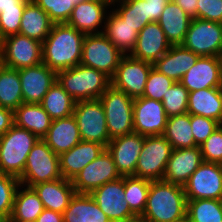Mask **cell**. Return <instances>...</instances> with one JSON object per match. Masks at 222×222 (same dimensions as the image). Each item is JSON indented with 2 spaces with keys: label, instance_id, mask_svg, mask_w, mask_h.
I'll return each mask as SVG.
<instances>
[{
  "label": "cell",
  "instance_id": "1",
  "mask_svg": "<svg viewBox=\"0 0 222 222\" xmlns=\"http://www.w3.org/2000/svg\"><path fill=\"white\" fill-rule=\"evenodd\" d=\"M85 34L67 23H54L42 42L43 63L56 73L81 63Z\"/></svg>",
  "mask_w": 222,
  "mask_h": 222
},
{
  "label": "cell",
  "instance_id": "2",
  "mask_svg": "<svg viewBox=\"0 0 222 222\" xmlns=\"http://www.w3.org/2000/svg\"><path fill=\"white\" fill-rule=\"evenodd\" d=\"M186 210L184 186L164 180L150 182L143 221L178 222L186 218Z\"/></svg>",
  "mask_w": 222,
  "mask_h": 222
},
{
  "label": "cell",
  "instance_id": "3",
  "mask_svg": "<svg viewBox=\"0 0 222 222\" xmlns=\"http://www.w3.org/2000/svg\"><path fill=\"white\" fill-rule=\"evenodd\" d=\"M57 81L76 102L99 99L111 85L103 72L82 64L57 72Z\"/></svg>",
  "mask_w": 222,
  "mask_h": 222
},
{
  "label": "cell",
  "instance_id": "4",
  "mask_svg": "<svg viewBox=\"0 0 222 222\" xmlns=\"http://www.w3.org/2000/svg\"><path fill=\"white\" fill-rule=\"evenodd\" d=\"M38 140L36 135L14 124L0 137V172L19 178Z\"/></svg>",
  "mask_w": 222,
  "mask_h": 222
},
{
  "label": "cell",
  "instance_id": "5",
  "mask_svg": "<svg viewBox=\"0 0 222 222\" xmlns=\"http://www.w3.org/2000/svg\"><path fill=\"white\" fill-rule=\"evenodd\" d=\"M110 139L134 132L133 98L110 85L100 96Z\"/></svg>",
  "mask_w": 222,
  "mask_h": 222
},
{
  "label": "cell",
  "instance_id": "6",
  "mask_svg": "<svg viewBox=\"0 0 222 222\" xmlns=\"http://www.w3.org/2000/svg\"><path fill=\"white\" fill-rule=\"evenodd\" d=\"M62 178L60 173L59 156L42 140L39 139L33 146L22 175L20 184L27 187L58 180Z\"/></svg>",
  "mask_w": 222,
  "mask_h": 222
},
{
  "label": "cell",
  "instance_id": "7",
  "mask_svg": "<svg viewBox=\"0 0 222 222\" xmlns=\"http://www.w3.org/2000/svg\"><path fill=\"white\" fill-rule=\"evenodd\" d=\"M172 151V145L163 135L145 136L133 177L162 180Z\"/></svg>",
  "mask_w": 222,
  "mask_h": 222
},
{
  "label": "cell",
  "instance_id": "8",
  "mask_svg": "<svg viewBox=\"0 0 222 222\" xmlns=\"http://www.w3.org/2000/svg\"><path fill=\"white\" fill-rule=\"evenodd\" d=\"M124 54L103 34H87L83 41L82 65L103 72L110 79Z\"/></svg>",
  "mask_w": 222,
  "mask_h": 222
},
{
  "label": "cell",
  "instance_id": "9",
  "mask_svg": "<svg viewBox=\"0 0 222 222\" xmlns=\"http://www.w3.org/2000/svg\"><path fill=\"white\" fill-rule=\"evenodd\" d=\"M73 116L82 140L97 142L107 148L111 139L107 130L106 115L99 99L76 102Z\"/></svg>",
  "mask_w": 222,
  "mask_h": 222
},
{
  "label": "cell",
  "instance_id": "10",
  "mask_svg": "<svg viewBox=\"0 0 222 222\" xmlns=\"http://www.w3.org/2000/svg\"><path fill=\"white\" fill-rule=\"evenodd\" d=\"M182 45L199 56L222 57V23L193 18Z\"/></svg>",
  "mask_w": 222,
  "mask_h": 222
},
{
  "label": "cell",
  "instance_id": "11",
  "mask_svg": "<svg viewBox=\"0 0 222 222\" xmlns=\"http://www.w3.org/2000/svg\"><path fill=\"white\" fill-rule=\"evenodd\" d=\"M2 64L11 69L33 67L43 63L42 42L20 33L3 38Z\"/></svg>",
  "mask_w": 222,
  "mask_h": 222
},
{
  "label": "cell",
  "instance_id": "12",
  "mask_svg": "<svg viewBox=\"0 0 222 222\" xmlns=\"http://www.w3.org/2000/svg\"><path fill=\"white\" fill-rule=\"evenodd\" d=\"M122 177L117 171L113 156L105 148L99 156L86 165L72 180L75 192L91 194L105 183Z\"/></svg>",
  "mask_w": 222,
  "mask_h": 222
},
{
  "label": "cell",
  "instance_id": "13",
  "mask_svg": "<svg viewBox=\"0 0 222 222\" xmlns=\"http://www.w3.org/2000/svg\"><path fill=\"white\" fill-rule=\"evenodd\" d=\"M152 63L124 55L111 78V85L131 98L142 97Z\"/></svg>",
  "mask_w": 222,
  "mask_h": 222
},
{
  "label": "cell",
  "instance_id": "14",
  "mask_svg": "<svg viewBox=\"0 0 222 222\" xmlns=\"http://www.w3.org/2000/svg\"><path fill=\"white\" fill-rule=\"evenodd\" d=\"M187 200H222V164L203 161L184 185Z\"/></svg>",
  "mask_w": 222,
  "mask_h": 222
},
{
  "label": "cell",
  "instance_id": "15",
  "mask_svg": "<svg viewBox=\"0 0 222 222\" xmlns=\"http://www.w3.org/2000/svg\"><path fill=\"white\" fill-rule=\"evenodd\" d=\"M90 195L110 221L124 222L136 217L125 200L124 176L103 184Z\"/></svg>",
  "mask_w": 222,
  "mask_h": 222
},
{
  "label": "cell",
  "instance_id": "16",
  "mask_svg": "<svg viewBox=\"0 0 222 222\" xmlns=\"http://www.w3.org/2000/svg\"><path fill=\"white\" fill-rule=\"evenodd\" d=\"M167 118L161 101L146 97L133 100L134 132L143 136L163 135Z\"/></svg>",
  "mask_w": 222,
  "mask_h": 222
},
{
  "label": "cell",
  "instance_id": "17",
  "mask_svg": "<svg viewBox=\"0 0 222 222\" xmlns=\"http://www.w3.org/2000/svg\"><path fill=\"white\" fill-rule=\"evenodd\" d=\"M170 0H113V9L126 23L137 27L139 33L150 22H158L165 5Z\"/></svg>",
  "mask_w": 222,
  "mask_h": 222
},
{
  "label": "cell",
  "instance_id": "18",
  "mask_svg": "<svg viewBox=\"0 0 222 222\" xmlns=\"http://www.w3.org/2000/svg\"><path fill=\"white\" fill-rule=\"evenodd\" d=\"M180 83L189 91L222 87V57L199 56Z\"/></svg>",
  "mask_w": 222,
  "mask_h": 222
},
{
  "label": "cell",
  "instance_id": "19",
  "mask_svg": "<svg viewBox=\"0 0 222 222\" xmlns=\"http://www.w3.org/2000/svg\"><path fill=\"white\" fill-rule=\"evenodd\" d=\"M145 136L136 132L110 140L107 150L111 153L121 176H133L142 151Z\"/></svg>",
  "mask_w": 222,
  "mask_h": 222
},
{
  "label": "cell",
  "instance_id": "20",
  "mask_svg": "<svg viewBox=\"0 0 222 222\" xmlns=\"http://www.w3.org/2000/svg\"><path fill=\"white\" fill-rule=\"evenodd\" d=\"M19 76L24 103H41L57 80V73L44 63L19 69Z\"/></svg>",
  "mask_w": 222,
  "mask_h": 222
},
{
  "label": "cell",
  "instance_id": "21",
  "mask_svg": "<svg viewBox=\"0 0 222 222\" xmlns=\"http://www.w3.org/2000/svg\"><path fill=\"white\" fill-rule=\"evenodd\" d=\"M112 1L85 0L75 5L67 24L87 34L103 33L107 13ZM108 11V12H107ZM102 28L103 30L99 29ZM100 30V31H99Z\"/></svg>",
  "mask_w": 222,
  "mask_h": 222
},
{
  "label": "cell",
  "instance_id": "22",
  "mask_svg": "<svg viewBox=\"0 0 222 222\" xmlns=\"http://www.w3.org/2000/svg\"><path fill=\"white\" fill-rule=\"evenodd\" d=\"M171 46L158 22H150L138 33L130 56L154 64Z\"/></svg>",
  "mask_w": 222,
  "mask_h": 222
},
{
  "label": "cell",
  "instance_id": "23",
  "mask_svg": "<svg viewBox=\"0 0 222 222\" xmlns=\"http://www.w3.org/2000/svg\"><path fill=\"white\" fill-rule=\"evenodd\" d=\"M203 161L199 146L173 149L162 180L184 186Z\"/></svg>",
  "mask_w": 222,
  "mask_h": 222
},
{
  "label": "cell",
  "instance_id": "24",
  "mask_svg": "<svg viewBox=\"0 0 222 222\" xmlns=\"http://www.w3.org/2000/svg\"><path fill=\"white\" fill-rule=\"evenodd\" d=\"M105 149L102 144L91 141H80L73 148L59 156L62 178L73 180L75 176Z\"/></svg>",
  "mask_w": 222,
  "mask_h": 222
},
{
  "label": "cell",
  "instance_id": "25",
  "mask_svg": "<svg viewBox=\"0 0 222 222\" xmlns=\"http://www.w3.org/2000/svg\"><path fill=\"white\" fill-rule=\"evenodd\" d=\"M42 140L60 156L82 141L76 119L73 115L52 120Z\"/></svg>",
  "mask_w": 222,
  "mask_h": 222
},
{
  "label": "cell",
  "instance_id": "26",
  "mask_svg": "<svg viewBox=\"0 0 222 222\" xmlns=\"http://www.w3.org/2000/svg\"><path fill=\"white\" fill-rule=\"evenodd\" d=\"M198 54L185 48L182 44L172 45L153 67L175 82H180L184 74L196 63Z\"/></svg>",
  "mask_w": 222,
  "mask_h": 222
},
{
  "label": "cell",
  "instance_id": "27",
  "mask_svg": "<svg viewBox=\"0 0 222 222\" xmlns=\"http://www.w3.org/2000/svg\"><path fill=\"white\" fill-rule=\"evenodd\" d=\"M42 201L44 209L63 213L68 207L75 189L71 180L60 178L58 180L40 183L32 187Z\"/></svg>",
  "mask_w": 222,
  "mask_h": 222
},
{
  "label": "cell",
  "instance_id": "28",
  "mask_svg": "<svg viewBox=\"0 0 222 222\" xmlns=\"http://www.w3.org/2000/svg\"><path fill=\"white\" fill-rule=\"evenodd\" d=\"M187 113L214 119L222 125V87L189 92Z\"/></svg>",
  "mask_w": 222,
  "mask_h": 222
},
{
  "label": "cell",
  "instance_id": "29",
  "mask_svg": "<svg viewBox=\"0 0 222 222\" xmlns=\"http://www.w3.org/2000/svg\"><path fill=\"white\" fill-rule=\"evenodd\" d=\"M191 20L192 18L185 11L170 0L165 5L158 24L171 45H179L185 40Z\"/></svg>",
  "mask_w": 222,
  "mask_h": 222
},
{
  "label": "cell",
  "instance_id": "30",
  "mask_svg": "<svg viewBox=\"0 0 222 222\" xmlns=\"http://www.w3.org/2000/svg\"><path fill=\"white\" fill-rule=\"evenodd\" d=\"M103 34L124 55H130L138 38L137 27L126 23L112 8L106 16Z\"/></svg>",
  "mask_w": 222,
  "mask_h": 222
},
{
  "label": "cell",
  "instance_id": "31",
  "mask_svg": "<svg viewBox=\"0 0 222 222\" xmlns=\"http://www.w3.org/2000/svg\"><path fill=\"white\" fill-rule=\"evenodd\" d=\"M53 25L54 22L48 14L33 0H29L22 14L19 33L43 42L50 34Z\"/></svg>",
  "mask_w": 222,
  "mask_h": 222
},
{
  "label": "cell",
  "instance_id": "32",
  "mask_svg": "<svg viewBox=\"0 0 222 222\" xmlns=\"http://www.w3.org/2000/svg\"><path fill=\"white\" fill-rule=\"evenodd\" d=\"M52 119L40 103H22L14 111V124L42 139L51 126Z\"/></svg>",
  "mask_w": 222,
  "mask_h": 222
},
{
  "label": "cell",
  "instance_id": "33",
  "mask_svg": "<svg viewBox=\"0 0 222 222\" xmlns=\"http://www.w3.org/2000/svg\"><path fill=\"white\" fill-rule=\"evenodd\" d=\"M62 215L63 222L110 221L90 194L75 193Z\"/></svg>",
  "mask_w": 222,
  "mask_h": 222
},
{
  "label": "cell",
  "instance_id": "34",
  "mask_svg": "<svg viewBox=\"0 0 222 222\" xmlns=\"http://www.w3.org/2000/svg\"><path fill=\"white\" fill-rule=\"evenodd\" d=\"M43 210V203L39 199V196L35 190L31 187H23V185L20 184L17 187L14 196L12 214L8 220H37V217L42 213Z\"/></svg>",
  "mask_w": 222,
  "mask_h": 222
},
{
  "label": "cell",
  "instance_id": "35",
  "mask_svg": "<svg viewBox=\"0 0 222 222\" xmlns=\"http://www.w3.org/2000/svg\"><path fill=\"white\" fill-rule=\"evenodd\" d=\"M52 120L73 115L76 101L56 82L51 86L40 103Z\"/></svg>",
  "mask_w": 222,
  "mask_h": 222
},
{
  "label": "cell",
  "instance_id": "36",
  "mask_svg": "<svg viewBox=\"0 0 222 222\" xmlns=\"http://www.w3.org/2000/svg\"><path fill=\"white\" fill-rule=\"evenodd\" d=\"M163 136L169 141L173 149L198 146L192 134L189 113L168 117Z\"/></svg>",
  "mask_w": 222,
  "mask_h": 222
},
{
  "label": "cell",
  "instance_id": "37",
  "mask_svg": "<svg viewBox=\"0 0 222 222\" xmlns=\"http://www.w3.org/2000/svg\"><path fill=\"white\" fill-rule=\"evenodd\" d=\"M24 103L19 69L0 68V107L15 111Z\"/></svg>",
  "mask_w": 222,
  "mask_h": 222
},
{
  "label": "cell",
  "instance_id": "38",
  "mask_svg": "<svg viewBox=\"0 0 222 222\" xmlns=\"http://www.w3.org/2000/svg\"><path fill=\"white\" fill-rule=\"evenodd\" d=\"M188 222H222V200H187Z\"/></svg>",
  "mask_w": 222,
  "mask_h": 222
},
{
  "label": "cell",
  "instance_id": "39",
  "mask_svg": "<svg viewBox=\"0 0 222 222\" xmlns=\"http://www.w3.org/2000/svg\"><path fill=\"white\" fill-rule=\"evenodd\" d=\"M150 182L147 179L124 176L125 200L136 216H141L145 210Z\"/></svg>",
  "mask_w": 222,
  "mask_h": 222
},
{
  "label": "cell",
  "instance_id": "40",
  "mask_svg": "<svg viewBox=\"0 0 222 222\" xmlns=\"http://www.w3.org/2000/svg\"><path fill=\"white\" fill-rule=\"evenodd\" d=\"M188 96L189 91L180 82H175L161 101L167 117L186 114Z\"/></svg>",
  "mask_w": 222,
  "mask_h": 222
},
{
  "label": "cell",
  "instance_id": "41",
  "mask_svg": "<svg viewBox=\"0 0 222 222\" xmlns=\"http://www.w3.org/2000/svg\"><path fill=\"white\" fill-rule=\"evenodd\" d=\"M19 185V178L0 172V215L7 220L12 214L14 196Z\"/></svg>",
  "mask_w": 222,
  "mask_h": 222
},
{
  "label": "cell",
  "instance_id": "42",
  "mask_svg": "<svg viewBox=\"0 0 222 222\" xmlns=\"http://www.w3.org/2000/svg\"><path fill=\"white\" fill-rule=\"evenodd\" d=\"M54 23H67L76 5V0H33Z\"/></svg>",
  "mask_w": 222,
  "mask_h": 222
},
{
  "label": "cell",
  "instance_id": "43",
  "mask_svg": "<svg viewBox=\"0 0 222 222\" xmlns=\"http://www.w3.org/2000/svg\"><path fill=\"white\" fill-rule=\"evenodd\" d=\"M174 83V80L168 78L166 75L152 67L149 72L142 97L162 101L163 95L168 92V89Z\"/></svg>",
  "mask_w": 222,
  "mask_h": 222
},
{
  "label": "cell",
  "instance_id": "44",
  "mask_svg": "<svg viewBox=\"0 0 222 222\" xmlns=\"http://www.w3.org/2000/svg\"><path fill=\"white\" fill-rule=\"evenodd\" d=\"M205 162L222 164V125L199 145Z\"/></svg>",
  "mask_w": 222,
  "mask_h": 222
},
{
  "label": "cell",
  "instance_id": "45",
  "mask_svg": "<svg viewBox=\"0 0 222 222\" xmlns=\"http://www.w3.org/2000/svg\"><path fill=\"white\" fill-rule=\"evenodd\" d=\"M190 123L195 143L202 144L221 124L211 118L191 115Z\"/></svg>",
  "mask_w": 222,
  "mask_h": 222
},
{
  "label": "cell",
  "instance_id": "46",
  "mask_svg": "<svg viewBox=\"0 0 222 222\" xmlns=\"http://www.w3.org/2000/svg\"><path fill=\"white\" fill-rule=\"evenodd\" d=\"M24 9L25 7H17V9L0 12V36L2 38L19 33Z\"/></svg>",
  "mask_w": 222,
  "mask_h": 222
},
{
  "label": "cell",
  "instance_id": "47",
  "mask_svg": "<svg viewBox=\"0 0 222 222\" xmlns=\"http://www.w3.org/2000/svg\"><path fill=\"white\" fill-rule=\"evenodd\" d=\"M197 18L222 23V0H198Z\"/></svg>",
  "mask_w": 222,
  "mask_h": 222
},
{
  "label": "cell",
  "instance_id": "48",
  "mask_svg": "<svg viewBox=\"0 0 222 222\" xmlns=\"http://www.w3.org/2000/svg\"><path fill=\"white\" fill-rule=\"evenodd\" d=\"M14 125V111L0 107V137Z\"/></svg>",
  "mask_w": 222,
  "mask_h": 222
},
{
  "label": "cell",
  "instance_id": "49",
  "mask_svg": "<svg viewBox=\"0 0 222 222\" xmlns=\"http://www.w3.org/2000/svg\"><path fill=\"white\" fill-rule=\"evenodd\" d=\"M183 11H185L192 19L197 18L198 0H172Z\"/></svg>",
  "mask_w": 222,
  "mask_h": 222
},
{
  "label": "cell",
  "instance_id": "50",
  "mask_svg": "<svg viewBox=\"0 0 222 222\" xmlns=\"http://www.w3.org/2000/svg\"><path fill=\"white\" fill-rule=\"evenodd\" d=\"M37 222H63L62 213L44 209L42 213L37 217Z\"/></svg>",
  "mask_w": 222,
  "mask_h": 222
},
{
  "label": "cell",
  "instance_id": "51",
  "mask_svg": "<svg viewBox=\"0 0 222 222\" xmlns=\"http://www.w3.org/2000/svg\"><path fill=\"white\" fill-rule=\"evenodd\" d=\"M29 0H0V12L2 10L17 9V7H25Z\"/></svg>",
  "mask_w": 222,
  "mask_h": 222
},
{
  "label": "cell",
  "instance_id": "52",
  "mask_svg": "<svg viewBox=\"0 0 222 222\" xmlns=\"http://www.w3.org/2000/svg\"><path fill=\"white\" fill-rule=\"evenodd\" d=\"M124 222H145V221H143L141 216H136V217H134L132 219L125 220Z\"/></svg>",
  "mask_w": 222,
  "mask_h": 222
},
{
  "label": "cell",
  "instance_id": "53",
  "mask_svg": "<svg viewBox=\"0 0 222 222\" xmlns=\"http://www.w3.org/2000/svg\"><path fill=\"white\" fill-rule=\"evenodd\" d=\"M8 222H37L36 220H26V221H22V220H8Z\"/></svg>",
  "mask_w": 222,
  "mask_h": 222
},
{
  "label": "cell",
  "instance_id": "54",
  "mask_svg": "<svg viewBox=\"0 0 222 222\" xmlns=\"http://www.w3.org/2000/svg\"><path fill=\"white\" fill-rule=\"evenodd\" d=\"M85 0H76V5ZM89 1H113V0H89Z\"/></svg>",
  "mask_w": 222,
  "mask_h": 222
},
{
  "label": "cell",
  "instance_id": "55",
  "mask_svg": "<svg viewBox=\"0 0 222 222\" xmlns=\"http://www.w3.org/2000/svg\"><path fill=\"white\" fill-rule=\"evenodd\" d=\"M8 220L5 218V217H3L2 215H0V222H7Z\"/></svg>",
  "mask_w": 222,
  "mask_h": 222
},
{
  "label": "cell",
  "instance_id": "56",
  "mask_svg": "<svg viewBox=\"0 0 222 222\" xmlns=\"http://www.w3.org/2000/svg\"><path fill=\"white\" fill-rule=\"evenodd\" d=\"M3 66L2 64V51L0 50V68Z\"/></svg>",
  "mask_w": 222,
  "mask_h": 222
},
{
  "label": "cell",
  "instance_id": "57",
  "mask_svg": "<svg viewBox=\"0 0 222 222\" xmlns=\"http://www.w3.org/2000/svg\"><path fill=\"white\" fill-rule=\"evenodd\" d=\"M2 42H3V38L0 36V50H2Z\"/></svg>",
  "mask_w": 222,
  "mask_h": 222
},
{
  "label": "cell",
  "instance_id": "58",
  "mask_svg": "<svg viewBox=\"0 0 222 222\" xmlns=\"http://www.w3.org/2000/svg\"><path fill=\"white\" fill-rule=\"evenodd\" d=\"M178 222H188V220H187V218H184L183 220L178 221Z\"/></svg>",
  "mask_w": 222,
  "mask_h": 222
}]
</instances>
